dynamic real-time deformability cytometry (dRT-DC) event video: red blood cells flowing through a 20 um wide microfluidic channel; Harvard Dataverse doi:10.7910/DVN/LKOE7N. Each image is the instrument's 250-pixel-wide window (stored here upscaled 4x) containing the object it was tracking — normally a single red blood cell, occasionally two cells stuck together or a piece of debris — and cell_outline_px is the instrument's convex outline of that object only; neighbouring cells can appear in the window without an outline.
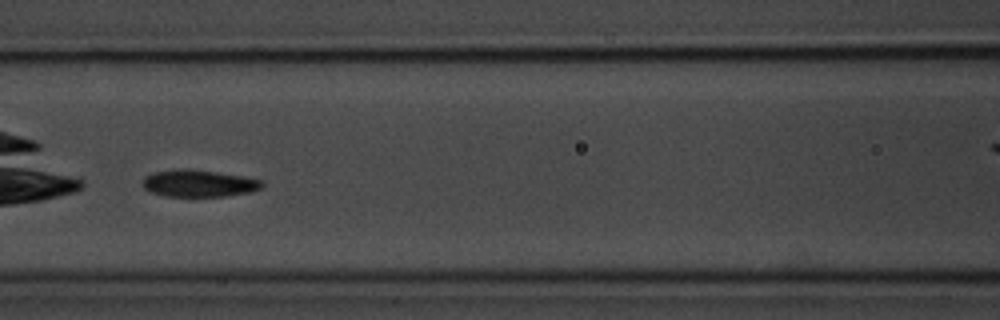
{"species": "common noctule bat (a hibernating species)", "species_latin": "Nyctalus noctula", "temperature_condition": "room temperature", "stored_images_in_passage": 5, "segment_of_instrument_passage": [1, 2], "camera_frame_rate_fps": 3000, "um_per_image_px": 0.085, "animal": {"sex": "male", "body_mass_g": 20.1, "forearm_length_mm": 53.5}, "frame": {"image": 1, "passage_image": 3, "time_ms": 2.333, "image_size_px": [1000, 320], "cell_outline_px": [[264, 184], [260, 188], [252, 192], [228, 196], [168, 196], [152, 192], [144, 188], [144, 176], [152, 172], [176, 168], [188, 168], [244, 176], [264, 180]], "centroid_in_image_um": [16.93, 15.57], "position_along_channel_um": 149.7, "area_um2": 18.96}}
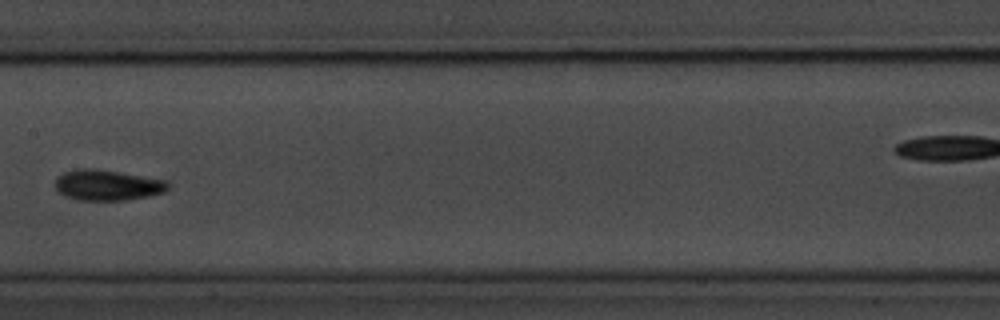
{"frame": {"image": 2, "passage_image": 4, "time_ms": 3.667, "image_size_px": [1000, 320], "cell_outline_px": [[168, 188], [164, 192], [148, 196], [124, 200], [76, 200], [64, 196], [56, 188], [56, 176], [64, 172], [76, 168], [96, 168], [164, 180], [168, 184]], "centroid_in_image_um": [9.07, 15.73], "position_along_channel_um": 198.3, "area_um2": 20.06}}